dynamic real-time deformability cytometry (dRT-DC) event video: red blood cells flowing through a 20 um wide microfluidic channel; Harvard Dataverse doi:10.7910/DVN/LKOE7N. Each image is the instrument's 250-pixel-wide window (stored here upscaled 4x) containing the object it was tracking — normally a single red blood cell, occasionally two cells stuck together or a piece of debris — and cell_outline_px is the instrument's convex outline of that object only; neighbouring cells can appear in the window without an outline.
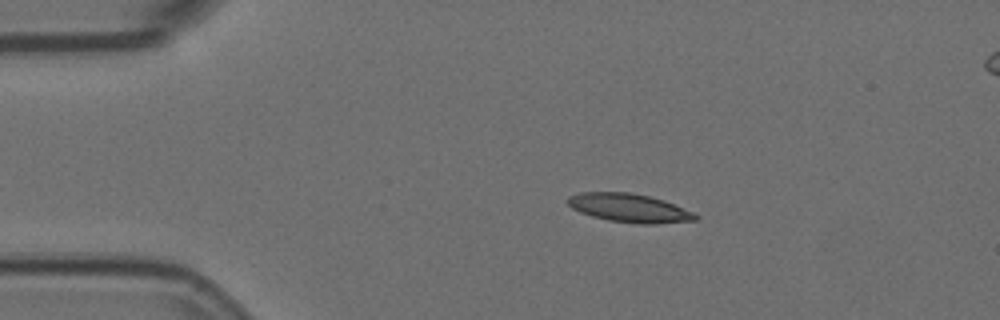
{"species": "Egyptian fruit bat (a non-hibernating species)", "species_latin": "Rousettus aegyptiacus", "temperature_condition": "room temperature", "stored_images_in_passage": 2, "camera_frame_rate_fps": 3000, "um_per_image_px": 0.085, "animal": {"sex": "female"}, "frame": {"image": 1, "passage_image": 2, "time_ms": 0.333, "image_size_px": [1000, 320], "cell_outline_px": [[700, 216], [696, 220], [656, 224], [636, 224], [608, 220], [592, 216], [580, 212], [572, 208], [564, 200], [568, 196], [580, 192], [628, 192], [648, 196], [664, 200], [692, 212]], "centroid_in_image_um": [53.45, 17.68], "position_along_channel_um": 31.5, "area_um2": 21.33}}